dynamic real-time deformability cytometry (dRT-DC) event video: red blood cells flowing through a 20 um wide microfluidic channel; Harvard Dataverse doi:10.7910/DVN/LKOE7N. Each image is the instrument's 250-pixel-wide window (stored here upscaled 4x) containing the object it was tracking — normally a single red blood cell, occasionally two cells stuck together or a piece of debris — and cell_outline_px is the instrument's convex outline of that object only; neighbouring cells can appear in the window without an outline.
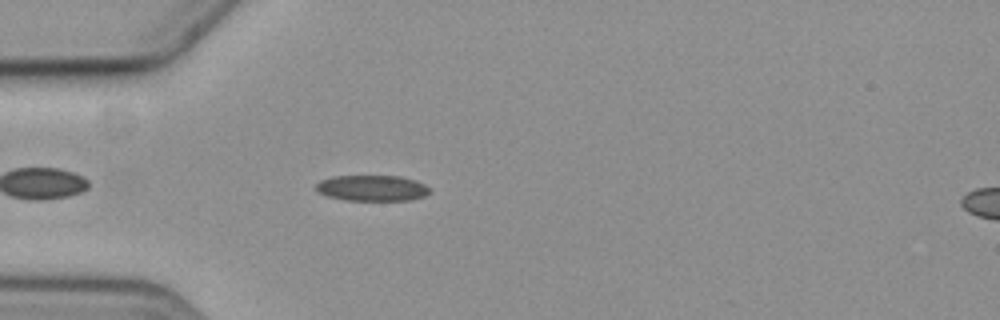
{"species": "common noctule bat (a hibernating species)", "species_latin": "Nyctalus noctula", "temperature_condition": "cold", "stored_images_in_passage": 5, "camera_frame_rate_fps": 3000, "um_per_image_px": 0.085, "animal": {"sex": "female", "body_mass_g": 19.3, "forearm_length_mm": 54.1}, "frame": {"image": 1, "passage_image": 5, "time_ms": 5.667, "image_size_px": [1000, 320], "cell_outline_px": [[432, 192], [424, 196], [408, 200], [344, 200], [328, 196], [316, 192], [316, 184], [320, 180], [332, 176], [400, 176], [416, 180], [424, 184]], "centroid_in_image_um": [31.61, 15.98], "position_along_channel_um": 53.4, "area_um2": 17.17}}